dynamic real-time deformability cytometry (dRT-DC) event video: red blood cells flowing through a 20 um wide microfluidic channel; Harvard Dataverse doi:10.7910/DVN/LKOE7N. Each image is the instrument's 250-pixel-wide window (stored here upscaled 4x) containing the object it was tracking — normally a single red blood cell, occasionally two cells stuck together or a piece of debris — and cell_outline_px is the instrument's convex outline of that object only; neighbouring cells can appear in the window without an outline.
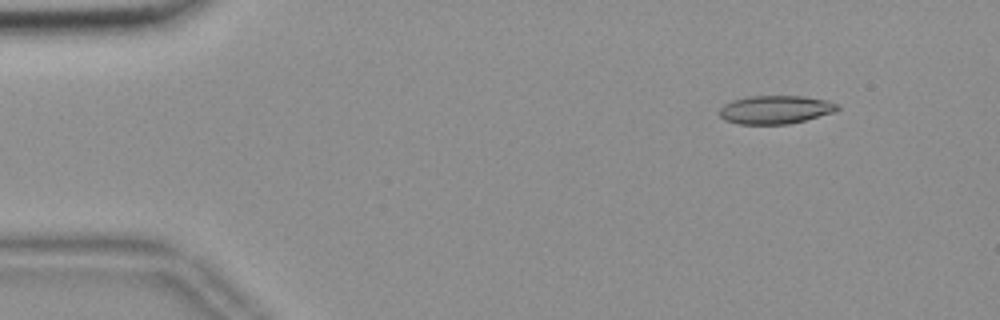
{"species": "common noctule bat (a hibernating species)", "species_latin": "Nyctalus noctula", "temperature_condition": "room temperature", "stored_images_in_passage": 54, "camera_frame_rate_fps": 3000, "um_per_image_px": 0.085, "animal": {"sex": "female", "body_mass_g": 18.4}, "frame": {"image": 1, "passage_image": 6, "time_ms": 1.667, "image_size_px": [1000, 320], "cell_outline_px": [[840, 108], [836, 112], [788, 124], [740, 124], [724, 120], [720, 116], [720, 108], [724, 104], [732, 100], [748, 96], [804, 96], [828, 100], [840, 104]], "centroid_in_image_um": [65.94, 9.31], "position_along_channel_um": 19.1, "area_um2": 19.65}}
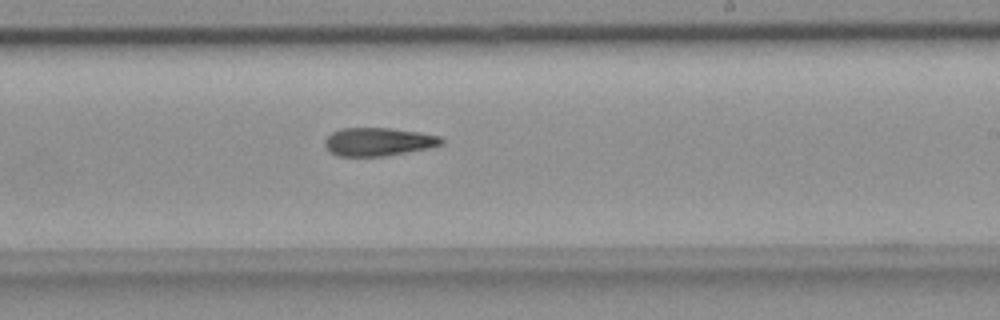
{"frame": {"image": 2, "passage_image": 33, "time_ms": 10.667, "image_size_px": [1000, 320], "cell_outline_px": [[444, 144], [428, 148], [384, 156], [336, 156], [324, 144], [324, 140], [332, 132], [340, 128], [388, 128], [420, 132], [440, 136], [444, 140]], "centroid_in_image_um": [32.17, 12.04], "position_along_channel_um": 256.8, "area_um2": 19.13}}
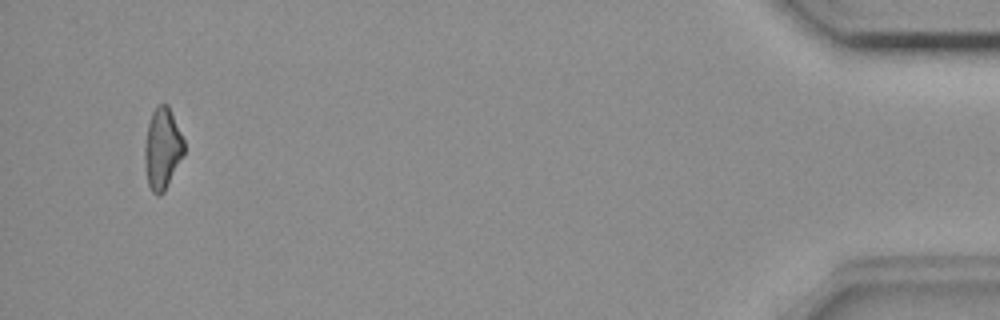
{"frame": {"image": 3, "passage_image": 53, "time_ms": 17.333, "image_size_px": [1000, 320], "cell_outline_px": [[184, 152], [164, 192], [156, 196], [152, 192], [148, 184], [144, 160], [144, 148], [148, 124], [152, 112], [156, 104], [168, 104], [184, 140]], "centroid_in_image_um": [13.78, 12.61], "position_along_channel_um": 421.4, "area_um2": 18.5}}